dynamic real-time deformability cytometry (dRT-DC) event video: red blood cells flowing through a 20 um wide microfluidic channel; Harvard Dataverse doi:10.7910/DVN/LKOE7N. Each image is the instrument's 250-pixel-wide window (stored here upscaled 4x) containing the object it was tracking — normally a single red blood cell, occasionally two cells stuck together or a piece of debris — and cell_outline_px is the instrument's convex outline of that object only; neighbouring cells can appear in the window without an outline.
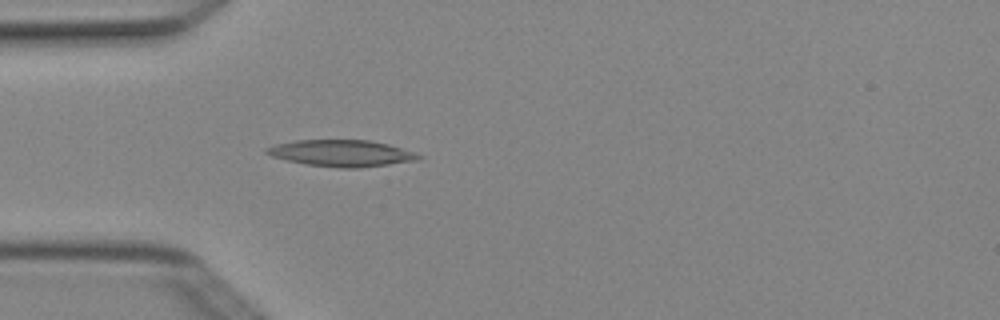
{"species": "Egyptian fruit bat (a non-hibernating species)", "species_latin": "Rousettus aegyptiacus", "temperature_condition": "cold", "stored_images_in_passage": 4, "camera_frame_rate_fps": 3000, "um_per_image_px": 0.085, "animal": {"sex": "female"}, "frame": {"image": 1, "passage_image": 4, "time_ms": 1.0, "image_size_px": [1000, 320], "cell_outline_px": [[424, 156], [416, 160], [360, 168], [340, 168], [308, 164], [288, 160], [272, 156], [264, 152], [264, 148], [276, 144], [296, 140], [368, 140], [388, 144], [416, 152]], "centroid_in_image_um": [29.04, 13.02], "position_along_channel_um": 56.0, "area_um2": 23.35}}